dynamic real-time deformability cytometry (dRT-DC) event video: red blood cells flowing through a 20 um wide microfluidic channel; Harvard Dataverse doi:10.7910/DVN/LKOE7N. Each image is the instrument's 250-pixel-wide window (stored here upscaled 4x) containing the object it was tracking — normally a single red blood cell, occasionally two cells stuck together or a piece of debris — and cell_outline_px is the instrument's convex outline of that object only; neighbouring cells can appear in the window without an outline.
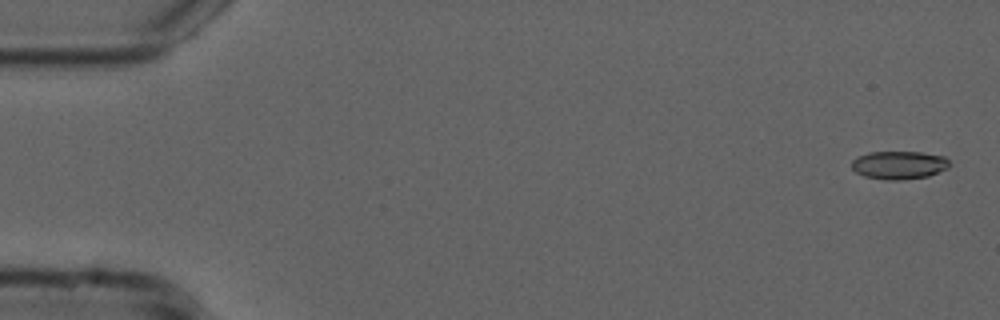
{"species": "common noctule bat (a hibernating species)", "species_latin": "Nyctalus noctula", "temperature_condition": "cold", "stored_images_in_passage": 18, "camera_frame_rate_fps": 3000, "um_per_image_px": 0.085, "animal": {"sex": "male", "forearm_length_mm": 52.5}, "frame": {"image": 1, "passage_image": 2, "time_ms": 0.333, "image_size_px": [1000, 320], "cell_outline_px": [[948, 168], [928, 176], [900, 180], [884, 180], [864, 176], [856, 172], [852, 168], [852, 160], [856, 156], [868, 152], [920, 152], [944, 156], [948, 160]], "centroid_in_image_um": [76.38, 14.03], "position_along_channel_um": 8.6, "area_um2": 16.07}}
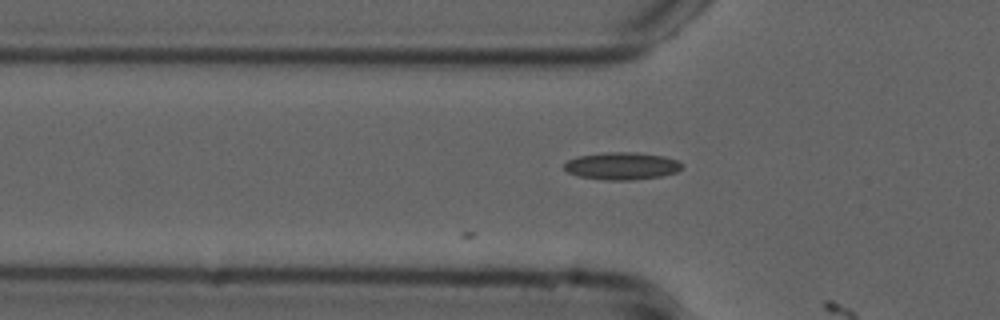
{"frame": {"image": 2, "passage_image": 18, "time_ms": 5.667, "image_size_px": [1000, 320], "cell_outline_px": [[684, 164], [676, 172], [660, 176], [632, 180], [608, 180], [580, 176], [568, 172], [564, 168], [564, 164], [568, 160], [576, 156], [608, 152], [636, 152], [664, 156], [676, 160]], "centroid_in_image_um": [52.85, 14.1], "position_along_channel_um": 72.9, "area_um2": 18.67}}